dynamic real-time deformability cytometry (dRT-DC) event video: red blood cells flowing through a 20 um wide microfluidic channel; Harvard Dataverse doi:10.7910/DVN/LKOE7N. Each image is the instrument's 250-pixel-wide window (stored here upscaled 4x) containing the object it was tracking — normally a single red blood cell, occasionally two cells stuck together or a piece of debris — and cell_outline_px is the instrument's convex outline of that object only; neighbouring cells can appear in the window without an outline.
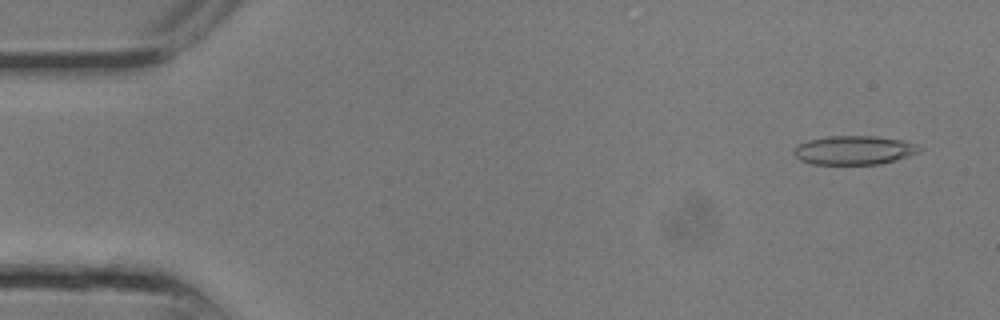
{"species": "common noctule bat (a hibernating species)", "species_latin": "Nyctalus noctula", "temperature_condition": "room temperature", "stored_images_in_passage": 16, "camera_frame_rate_fps": 3000, "um_per_image_px": 0.085, "animal": {"sex": "male", "body_mass_g": 13.3}, "frame": {"image": 1, "passage_image": 2, "time_ms": 0.333, "image_size_px": [1000, 320], "cell_outline_px": [[924, 148], [920, 152], [896, 160], [880, 164], [812, 164], [800, 160], [792, 152], [800, 144], [808, 140], [828, 136], [876, 136], [904, 140], [916, 144]], "centroid_in_image_um": [72.65, 12.76], "position_along_channel_um": 12.4, "area_um2": 21.21}}
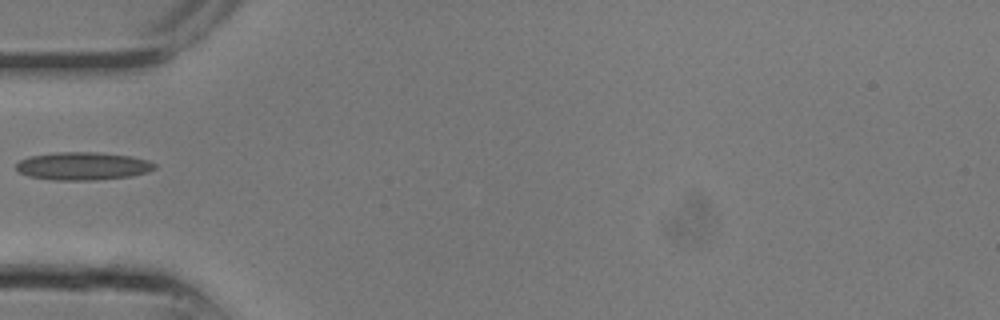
{"frame": {"image": 2, "passage_image": 9, "time_ms": 2.667, "image_size_px": [1000, 320], "cell_outline_px": [[156, 168], [148, 172], [132, 176], [96, 180], [52, 180], [28, 176], [20, 172], [16, 168], [16, 164], [20, 160], [28, 156], [56, 152], [96, 152], [132, 156], [148, 160], [156, 164]], "centroid_in_image_um": [7.05, 14.11], "position_along_channel_um": 77.9, "area_um2": 22.72}}
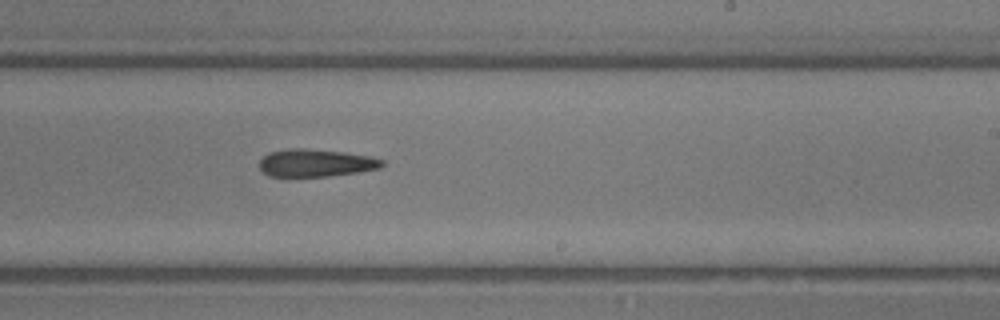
{"frame": {"image": 3, "passage_image": 16, "time_ms": 5.0, "image_size_px": [1000, 320], "cell_outline_px": [[384, 164], [380, 168], [360, 172], [328, 176], [268, 176], [260, 168], [260, 160], [268, 152], [288, 148], [304, 148], [344, 152], [372, 156], [384, 160]], "centroid_in_image_um": [26.87, 13.84], "position_along_channel_um": 262.1, "area_um2": 19.83}}